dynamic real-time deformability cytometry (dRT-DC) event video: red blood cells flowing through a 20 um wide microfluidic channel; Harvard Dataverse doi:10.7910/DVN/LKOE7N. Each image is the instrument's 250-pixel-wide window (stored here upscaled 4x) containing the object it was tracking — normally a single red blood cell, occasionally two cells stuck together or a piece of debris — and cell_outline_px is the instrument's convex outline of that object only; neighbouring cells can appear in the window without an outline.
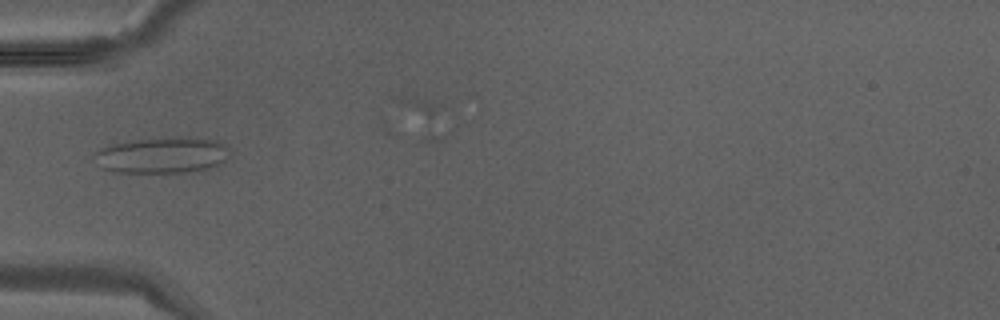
{"species": "Egyptian fruit bat (a non-hibernating species)", "species_latin": "Rousettus aegyptiacus", "temperature_condition": "warm", "stored_images_in_passage": 20, "camera_frame_rate_fps": 3000, "um_per_image_px": 0.085, "animal": {"sex": "male"}, "frame": {"image": 1, "passage_image": 1, "time_ms": 0.0, "image_size_px": [1000, 320], "cell_outline_px": [[232, 152], [220, 164], [208, 168], [188, 172], [116, 172], [100, 168], [92, 156], [92, 152], [108, 144], [136, 140], [176, 136], [192, 136], [216, 140], [224, 144]], "centroid_in_image_um": [13.76, 13.17], "position_along_channel_um": 71.2, "area_um2": 29.02}}